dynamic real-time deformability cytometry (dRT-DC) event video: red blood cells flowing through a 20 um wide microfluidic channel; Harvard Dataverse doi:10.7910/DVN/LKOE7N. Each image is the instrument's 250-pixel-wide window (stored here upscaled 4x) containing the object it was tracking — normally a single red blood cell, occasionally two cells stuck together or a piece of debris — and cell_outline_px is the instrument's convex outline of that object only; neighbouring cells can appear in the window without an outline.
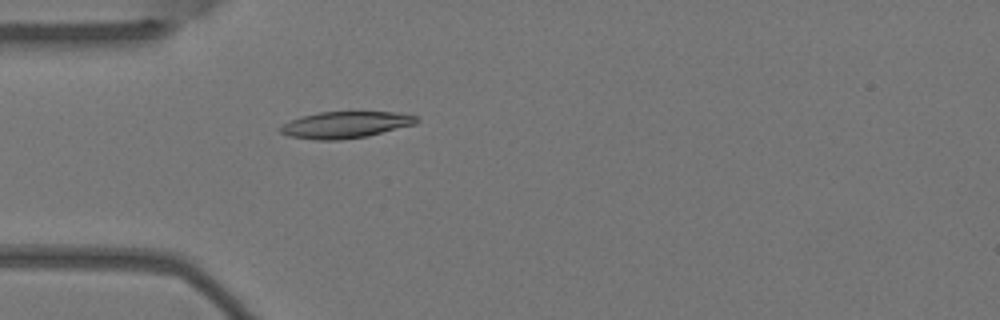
{"species": "Egyptian fruit bat (a non-hibernating species)", "species_latin": "Rousettus aegyptiacus", "temperature_condition": "warm", "stored_images_in_passage": 1, "camera_frame_rate_fps": 3000, "um_per_image_px": 0.085, "animal": {"sex": "female"}, "frame": {"image": 1, "passage_image": 1, "time_ms": 0.0, "image_size_px": [1000, 320], "cell_outline_px": [[420, 120], [416, 124], [368, 136], [340, 140], [316, 140], [288, 136], [280, 132], [280, 128], [284, 124], [292, 120], [304, 116], [320, 112], [392, 112], [416, 116]], "centroid_in_image_um": [29.39, 10.62], "position_along_channel_um": 55.6, "area_um2": 20.92}}